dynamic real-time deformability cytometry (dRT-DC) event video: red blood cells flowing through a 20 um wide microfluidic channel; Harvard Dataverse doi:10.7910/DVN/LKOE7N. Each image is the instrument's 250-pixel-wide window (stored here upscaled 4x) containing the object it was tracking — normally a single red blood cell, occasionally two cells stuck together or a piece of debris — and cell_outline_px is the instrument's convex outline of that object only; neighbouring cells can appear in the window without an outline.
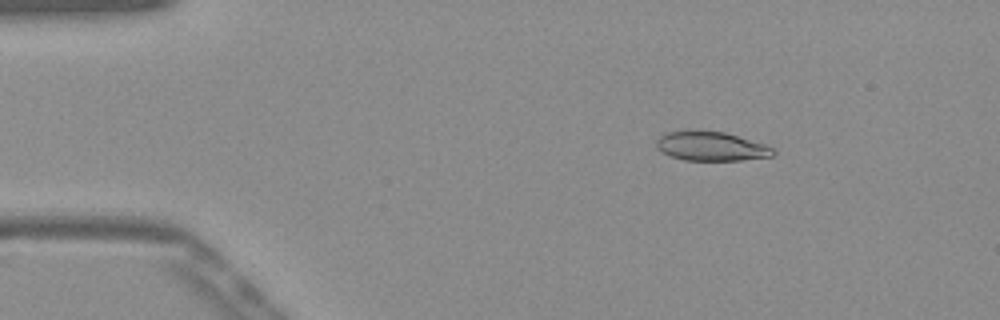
{"species": "Egyptian fruit bat (a non-hibernating species)", "species_latin": "Rousettus aegyptiacus", "temperature_condition": "warm", "stored_images_in_passage": 51, "camera_frame_rate_fps": 3000, "um_per_image_px": 0.085, "frame": {"image": 1, "passage_image": 7, "time_ms": 2.0, "image_size_px": [1000, 320], "cell_outline_px": [[776, 152], [772, 156], [740, 160], [684, 160], [672, 156], [656, 148], [656, 140], [660, 136], [668, 132], [684, 128], [724, 132], [764, 144], [776, 148]], "centroid_in_image_um": [60.42, 12.4], "position_along_channel_um": 24.6, "area_um2": 20.11}}
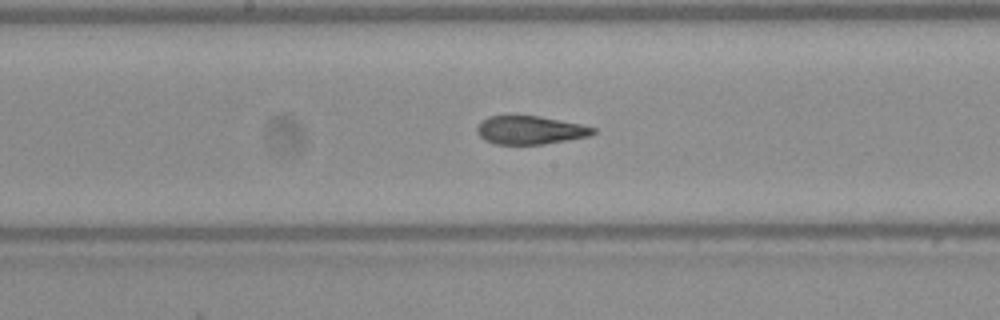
{"frame": {"image": 2, "passage_image": 26, "time_ms": 8.333, "image_size_px": [1000, 320], "cell_outline_px": [[596, 132], [592, 136], [544, 144], [496, 144], [484, 140], [476, 132], [476, 128], [488, 116], [540, 116], [580, 124], [596, 128]], "centroid_in_image_um": [45.09, 11.07], "position_along_channel_um": 203.1, "area_um2": 19.13}}
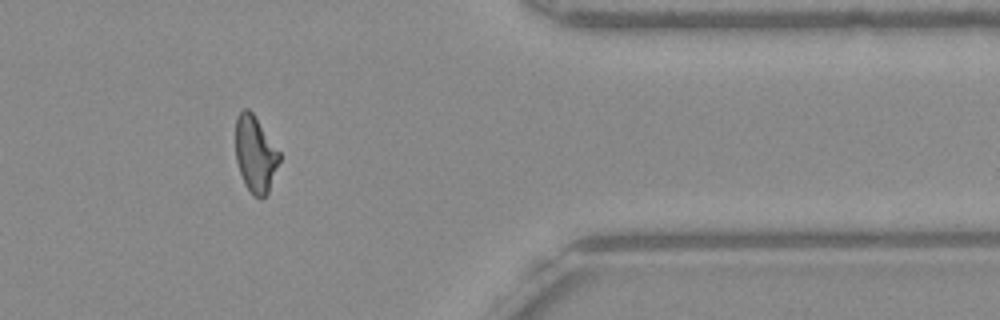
{"frame": {"image": 3, "passage_image": 42, "time_ms": 13.667, "image_size_px": [1000, 320], "cell_outline_px": [[280, 160], [268, 192], [260, 200], [252, 196], [244, 184], [236, 160], [236, 116], [244, 108], [248, 108], [252, 112], [280, 152]], "centroid_in_image_um": [21.69, 13.13], "position_along_channel_um": 389.7, "area_um2": 19.48}, "authors_computed_cell_mechanics": {"area_um2": 20.3456, "velocity_mm_per_s": 3.9056, "shape_relaxation_time_tau1_ms": null, "shape_relaxation_time_tau2_ms": 1.8152, "deformation_change_tau1": null, "deformation_change_tau2": 0.0814}}